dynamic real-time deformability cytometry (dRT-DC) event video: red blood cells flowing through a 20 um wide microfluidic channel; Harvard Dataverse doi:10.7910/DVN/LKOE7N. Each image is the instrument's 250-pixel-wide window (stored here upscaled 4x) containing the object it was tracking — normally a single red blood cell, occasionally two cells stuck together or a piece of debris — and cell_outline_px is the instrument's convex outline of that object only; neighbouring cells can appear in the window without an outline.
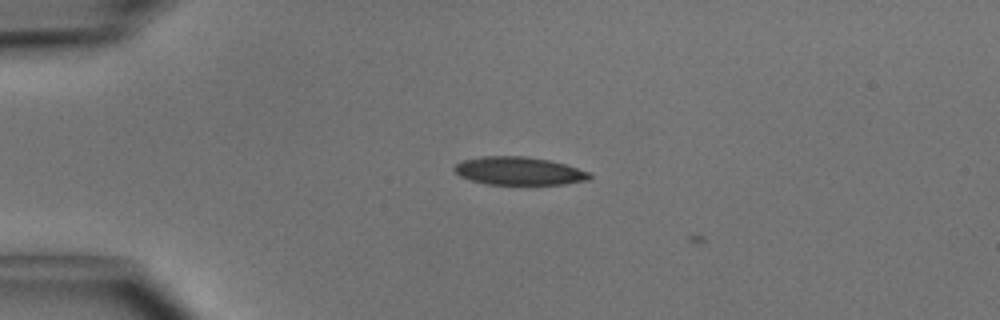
{"species": "common noctule bat (a hibernating species)", "species_latin": "Nyctalus noctula", "temperature_condition": "cold", "stored_images_in_passage": 4, "camera_frame_rate_fps": 3000, "um_per_image_px": 0.085, "animal": {"sex": "male", "body_mass_g": 15.6}, "frame": {"image": 1, "passage_image": 3, "time_ms": 0.667, "image_size_px": [1000, 320], "cell_outline_px": [[592, 176], [588, 180], [564, 184], [484, 184], [460, 176], [452, 168], [460, 160], [484, 156], [524, 156], [548, 160], [564, 164], [588, 172]], "centroid_in_image_um": [44.06, 14.53], "position_along_channel_um": 40.9, "area_um2": 21.96}}